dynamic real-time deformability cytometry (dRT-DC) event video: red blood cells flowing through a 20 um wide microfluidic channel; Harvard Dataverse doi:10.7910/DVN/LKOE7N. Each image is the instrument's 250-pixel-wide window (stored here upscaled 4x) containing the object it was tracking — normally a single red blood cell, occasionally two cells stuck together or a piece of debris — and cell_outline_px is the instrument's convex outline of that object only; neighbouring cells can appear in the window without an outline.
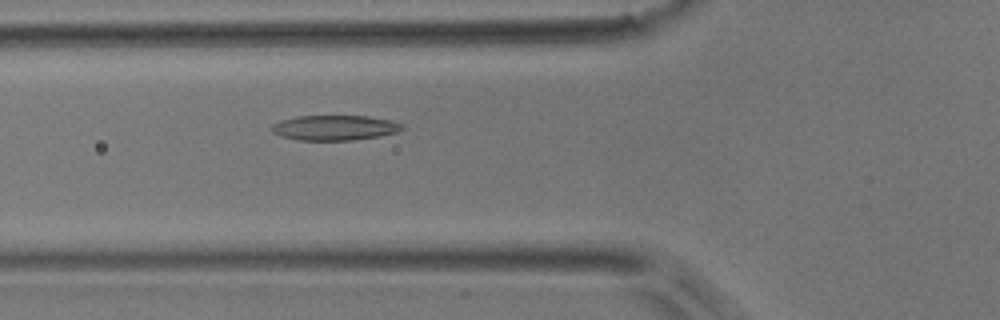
{"species": "common noctule bat (a hibernating species)", "species_latin": "Nyctalus noctula", "temperature_condition": "room temperature", "stored_images_in_passage": 42, "camera_frame_rate_fps": 3000, "um_per_image_px": 0.085, "animal": {"sex": "male", "body_mass_g": 17.9}, "frame": {"image": 1, "passage_image": 10, "time_ms": 3.0, "image_size_px": [1000, 320], "cell_outline_px": [[404, 128], [396, 132], [380, 136], [352, 140], [300, 140], [280, 136], [272, 132], [272, 124], [280, 120], [296, 116], [368, 116], [388, 120], [404, 124]], "centroid_in_image_um": [28.43, 10.85], "position_along_channel_um": 97.4, "area_um2": 19.02}}
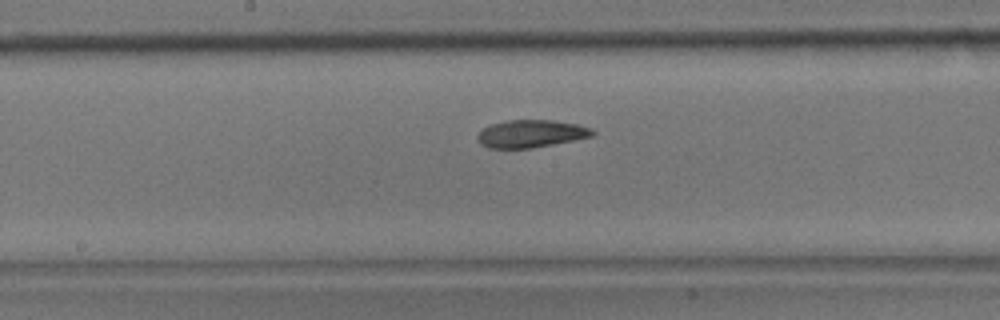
{"frame": {"image": 2, "passage_image": 18, "time_ms": 5.667, "image_size_px": [1000, 320], "cell_outline_px": [[596, 132], [592, 136], [532, 148], [488, 148], [480, 144], [476, 136], [484, 128], [492, 124], [508, 120], [552, 120], [576, 124], [592, 128]], "centroid_in_image_um": [45.12, 11.36], "position_along_channel_um": 203.1, "area_um2": 18.32}}
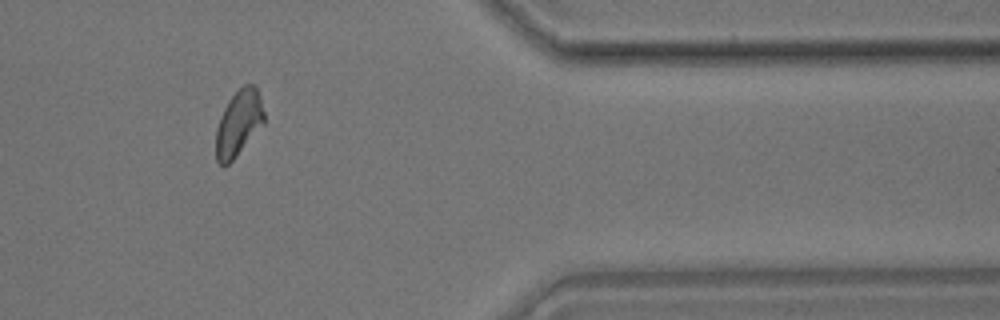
{"frame": {"image": 3, "passage_image": 34, "time_ms": 11.0, "image_size_px": [1000, 320], "cell_outline_px": [[264, 124], [236, 156], [224, 168], [216, 160], [216, 128], [220, 116], [228, 100], [244, 84], [256, 84], [260, 96], [264, 112]], "centroid_in_image_um": [20.28, 10.46], "position_along_channel_um": 391.1, "area_um2": 18.55}, "authors_computed_cell_mechanics": {"area_um2": 18.785, "velocity_mm_per_s": 3.9449, "shape_relaxation_time_tau1_ms": 4.7581, "shape_relaxation_time_tau2_ms": 3.6902, "deformation_change_tau1": 0.1274, "deformation_change_tau2": 0.1002}}